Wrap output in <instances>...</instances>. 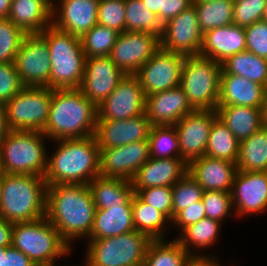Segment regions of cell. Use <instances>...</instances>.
Returning a JSON list of instances; mask_svg holds the SVG:
<instances>
[{
  "label": "cell",
  "mask_w": 267,
  "mask_h": 266,
  "mask_svg": "<svg viewBox=\"0 0 267 266\" xmlns=\"http://www.w3.org/2000/svg\"><path fill=\"white\" fill-rule=\"evenodd\" d=\"M96 207L86 184H54L47 186L45 217L70 246L75 239H88L94 223Z\"/></svg>",
  "instance_id": "6da1fadb"
},
{
  "label": "cell",
  "mask_w": 267,
  "mask_h": 266,
  "mask_svg": "<svg viewBox=\"0 0 267 266\" xmlns=\"http://www.w3.org/2000/svg\"><path fill=\"white\" fill-rule=\"evenodd\" d=\"M58 148L47 159V186L86 184L100 176V149L93 136L53 141Z\"/></svg>",
  "instance_id": "7a4b0ae2"
},
{
  "label": "cell",
  "mask_w": 267,
  "mask_h": 266,
  "mask_svg": "<svg viewBox=\"0 0 267 266\" xmlns=\"http://www.w3.org/2000/svg\"><path fill=\"white\" fill-rule=\"evenodd\" d=\"M97 107L78 89H52L49 118L42 133L50 140L95 134Z\"/></svg>",
  "instance_id": "3957f363"
},
{
  "label": "cell",
  "mask_w": 267,
  "mask_h": 266,
  "mask_svg": "<svg viewBox=\"0 0 267 266\" xmlns=\"http://www.w3.org/2000/svg\"><path fill=\"white\" fill-rule=\"evenodd\" d=\"M46 193L44 177L4 173L0 216L13 224L39 220L46 214Z\"/></svg>",
  "instance_id": "277c9868"
},
{
  "label": "cell",
  "mask_w": 267,
  "mask_h": 266,
  "mask_svg": "<svg viewBox=\"0 0 267 266\" xmlns=\"http://www.w3.org/2000/svg\"><path fill=\"white\" fill-rule=\"evenodd\" d=\"M40 35L49 47L50 88H80L86 59L80 37L61 31L53 25L46 27Z\"/></svg>",
  "instance_id": "5b68a950"
},
{
  "label": "cell",
  "mask_w": 267,
  "mask_h": 266,
  "mask_svg": "<svg viewBox=\"0 0 267 266\" xmlns=\"http://www.w3.org/2000/svg\"><path fill=\"white\" fill-rule=\"evenodd\" d=\"M45 139L42 132L11 130L0 146V170L44 177L48 159Z\"/></svg>",
  "instance_id": "8992f818"
},
{
  "label": "cell",
  "mask_w": 267,
  "mask_h": 266,
  "mask_svg": "<svg viewBox=\"0 0 267 266\" xmlns=\"http://www.w3.org/2000/svg\"><path fill=\"white\" fill-rule=\"evenodd\" d=\"M12 246L37 266L54 264L55 260L66 257L72 251L46 217L32 222L14 223Z\"/></svg>",
  "instance_id": "52a82bcc"
},
{
  "label": "cell",
  "mask_w": 267,
  "mask_h": 266,
  "mask_svg": "<svg viewBox=\"0 0 267 266\" xmlns=\"http://www.w3.org/2000/svg\"><path fill=\"white\" fill-rule=\"evenodd\" d=\"M222 65L202 55L186 56L181 70L180 87L195 110L218 107Z\"/></svg>",
  "instance_id": "ba28073f"
},
{
  "label": "cell",
  "mask_w": 267,
  "mask_h": 266,
  "mask_svg": "<svg viewBox=\"0 0 267 266\" xmlns=\"http://www.w3.org/2000/svg\"><path fill=\"white\" fill-rule=\"evenodd\" d=\"M86 266H142L151 239L137 230L103 239H87Z\"/></svg>",
  "instance_id": "9c48e42d"
},
{
  "label": "cell",
  "mask_w": 267,
  "mask_h": 266,
  "mask_svg": "<svg viewBox=\"0 0 267 266\" xmlns=\"http://www.w3.org/2000/svg\"><path fill=\"white\" fill-rule=\"evenodd\" d=\"M51 99L49 87L24 86L4 104L10 130L42 132L49 118Z\"/></svg>",
  "instance_id": "30bf717a"
},
{
  "label": "cell",
  "mask_w": 267,
  "mask_h": 266,
  "mask_svg": "<svg viewBox=\"0 0 267 266\" xmlns=\"http://www.w3.org/2000/svg\"><path fill=\"white\" fill-rule=\"evenodd\" d=\"M14 64L24 86L50 88L49 47L40 34L24 36Z\"/></svg>",
  "instance_id": "8fae6325"
},
{
  "label": "cell",
  "mask_w": 267,
  "mask_h": 266,
  "mask_svg": "<svg viewBox=\"0 0 267 266\" xmlns=\"http://www.w3.org/2000/svg\"><path fill=\"white\" fill-rule=\"evenodd\" d=\"M185 55L160 48L134 75L145 96L180 86Z\"/></svg>",
  "instance_id": "7c38bea8"
},
{
  "label": "cell",
  "mask_w": 267,
  "mask_h": 266,
  "mask_svg": "<svg viewBox=\"0 0 267 266\" xmlns=\"http://www.w3.org/2000/svg\"><path fill=\"white\" fill-rule=\"evenodd\" d=\"M161 48L185 56L199 55L203 33L194 5L183 10L162 26Z\"/></svg>",
  "instance_id": "4fadbf2b"
},
{
  "label": "cell",
  "mask_w": 267,
  "mask_h": 266,
  "mask_svg": "<svg viewBox=\"0 0 267 266\" xmlns=\"http://www.w3.org/2000/svg\"><path fill=\"white\" fill-rule=\"evenodd\" d=\"M160 48V37L153 33L125 31L109 57L126 75H134Z\"/></svg>",
  "instance_id": "5bb4252c"
},
{
  "label": "cell",
  "mask_w": 267,
  "mask_h": 266,
  "mask_svg": "<svg viewBox=\"0 0 267 266\" xmlns=\"http://www.w3.org/2000/svg\"><path fill=\"white\" fill-rule=\"evenodd\" d=\"M146 96L135 75H125L111 94L97 106V120H124L145 113Z\"/></svg>",
  "instance_id": "9a60e30c"
},
{
  "label": "cell",
  "mask_w": 267,
  "mask_h": 266,
  "mask_svg": "<svg viewBox=\"0 0 267 266\" xmlns=\"http://www.w3.org/2000/svg\"><path fill=\"white\" fill-rule=\"evenodd\" d=\"M216 118V110H194L174 125L180 157L187 164L205 155L211 126Z\"/></svg>",
  "instance_id": "2e32d148"
},
{
  "label": "cell",
  "mask_w": 267,
  "mask_h": 266,
  "mask_svg": "<svg viewBox=\"0 0 267 266\" xmlns=\"http://www.w3.org/2000/svg\"><path fill=\"white\" fill-rule=\"evenodd\" d=\"M150 158L148 140L100 149V176L132 180Z\"/></svg>",
  "instance_id": "e0dca14e"
},
{
  "label": "cell",
  "mask_w": 267,
  "mask_h": 266,
  "mask_svg": "<svg viewBox=\"0 0 267 266\" xmlns=\"http://www.w3.org/2000/svg\"><path fill=\"white\" fill-rule=\"evenodd\" d=\"M236 217L259 214L267 210V172L237 170L231 190Z\"/></svg>",
  "instance_id": "ac0fdd59"
},
{
  "label": "cell",
  "mask_w": 267,
  "mask_h": 266,
  "mask_svg": "<svg viewBox=\"0 0 267 266\" xmlns=\"http://www.w3.org/2000/svg\"><path fill=\"white\" fill-rule=\"evenodd\" d=\"M125 75L109 56L86 58L84 77L79 89L97 107Z\"/></svg>",
  "instance_id": "d6986e66"
},
{
  "label": "cell",
  "mask_w": 267,
  "mask_h": 266,
  "mask_svg": "<svg viewBox=\"0 0 267 266\" xmlns=\"http://www.w3.org/2000/svg\"><path fill=\"white\" fill-rule=\"evenodd\" d=\"M152 124L146 113L124 120H97L94 137L99 149L148 140Z\"/></svg>",
  "instance_id": "ffe728a7"
},
{
  "label": "cell",
  "mask_w": 267,
  "mask_h": 266,
  "mask_svg": "<svg viewBox=\"0 0 267 266\" xmlns=\"http://www.w3.org/2000/svg\"><path fill=\"white\" fill-rule=\"evenodd\" d=\"M57 3H52L55 28L81 38L98 24L99 0H58Z\"/></svg>",
  "instance_id": "44dd1931"
},
{
  "label": "cell",
  "mask_w": 267,
  "mask_h": 266,
  "mask_svg": "<svg viewBox=\"0 0 267 266\" xmlns=\"http://www.w3.org/2000/svg\"><path fill=\"white\" fill-rule=\"evenodd\" d=\"M194 110L180 86L146 96L145 113L152 126H173Z\"/></svg>",
  "instance_id": "7402d4cb"
},
{
  "label": "cell",
  "mask_w": 267,
  "mask_h": 266,
  "mask_svg": "<svg viewBox=\"0 0 267 266\" xmlns=\"http://www.w3.org/2000/svg\"><path fill=\"white\" fill-rule=\"evenodd\" d=\"M188 173V164L181 158L150 157L131 180L133 189L173 187Z\"/></svg>",
  "instance_id": "603a6c76"
},
{
  "label": "cell",
  "mask_w": 267,
  "mask_h": 266,
  "mask_svg": "<svg viewBox=\"0 0 267 266\" xmlns=\"http://www.w3.org/2000/svg\"><path fill=\"white\" fill-rule=\"evenodd\" d=\"M236 172L235 162L205 155L188 164V173L200 184L203 191L231 192Z\"/></svg>",
  "instance_id": "cb8c5ba5"
},
{
  "label": "cell",
  "mask_w": 267,
  "mask_h": 266,
  "mask_svg": "<svg viewBox=\"0 0 267 266\" xmlns=\"http://www.w3.org/2000/svg\"><path fill=\"white\" fill-rule=\"evenodd\" d=\"M245 50L246 38L244 27L233 23L205 32L199 55L222 63L228 57Z\"/></svg>",
  "instance_id": "d4e9b609"
},
{
  "label": "cell",
  "mask_w": 267,
  "mask_h": 266,
  "mask_svg": "<svg viewBox=\"0 0 267 266\" xmlns=\"http://www.w3.org/2000/svg\"><path fill=\"white\" fill-rule=\"evenodd\" d=\"M267 89L243 76L221 74L218 106L262 108Z\"/></svg>",
  "instance_id": "484cf974"
},
{
  "label": "cell",
  "mask_w": 267,
  "mask_h": 266,
  "mask_svg": "<svg viewBox=\"0 0 267 266\" xmlns=\"http://www.w3.org/2000/svg\"><path fill=\"white\" fill-rule=\"evenodd\" d=\"M7 18L25 34H40L52 25V3L49 0H12Z\"/></svg>",
  "instance_id": "4316f807"
},
{
  "label": "cell",
  "mask_w": 267,
  "mask_h": 266,
  "mask_svg": "<svg viewBox=\"0 0 267 266\" xmlns=\"http://www.w3.org/2000/svg\"><path fill=\"white\" fill-rule=\"evenodd\" d=\"M88 186L96 209L132 206V197L135 192L130 180L98 176Z\"/></svg>",
  "instance_id": "83f0119b"
},
{
  "label": "cell",
  "mask_w": 267,
  "mask_h": 266,
  "mask_svg": "<svg viewBox=\"0 0 267 266\" xmlns=\"http://www.w3.org/2000/svg\"><path fill=\"white\" fill-rule=\"evenodd\" d=\"M217 118L224 123L239 140L249 138L263 126L262 108L248 106H218Z\"/></svg>",
  "instance_id": "f1b7e54d"
},
{
  "label": "cell",
  "mask_w": 267,
  "mask_h": 266,
  "mask_svg": "<svg viewBox=\"0 0 267 266\" xmlns=\"http://www.w3.org/2000/svg\"><path fill=\"white\" fill-rule=\"evenodd\" d=\"M132 206L96 209L88 239H103L134 231Z\"/></svg>",
  "instance_id": "f546056e"
},
{
  "label": "cell",
  "mask_w": 267,
  "mask_h": 266,
  "mask_svg": "<svg viewBox=\"0 0 267 266\" xmlns=\"http://www.w3.org/2000/svg\"><path fill=\"white\" fill-rule=\"evenodd\" d=\"M222 224L223 223L217 220L205 217L197 223L186 227L180 232V236H177L176 239L191 256H211L204 254V252H201V254L199 253L201 249H207L212 245H215L214 243L219 240L218 237L220 235ZM192 249H194V251Z\"/></svg>",
  "instance_id": "4dcf8cb0"
},
{
  "label": "cell",
  "mask_w": 267,
  "mask_h": 266,
  "mask_svg": "<svg viewBox=\"0 0 267 266\" xmlns=\"http://www.w3.org/2000/svg\"><path fill=\"white\" fill-rule=\"evenodd\" d=\"M236 165L239 171L267 172V127L240 141Z\"/></svg>",
  "instance_id": "1f68e13d"
},
{
  "label": "cell",
  "mask_w": 267,
  "mask_h": 266,
  "mask_svg": "<svg viewBox=\"0 0 267 266\" xmlns=\"http://www.w3.org/2000/svg\"><path fill=\"white\" fill-rule=\"evenodd\" d=\"M132 212L135 230L151 240L167 238L164 234L166 228L172 225L171 221L162 212L145 203L136 193L132 197Z\"/></svg>",
  "instance_id": "d6a6232c"
},
{
  "label": "cell",
  "mask_w": 267,
  "mask_h": 266,
  "mask_svg": "<svg viewBox=\"0 0 267 266\" xmlns=\"http://www.w3.org/2000/svg\"><path fill=\"white\" fill-rule=\"evenodd\" d=\"M221 65V74L243 76L267 89V59L245 50L228 57Z\"/></svg>",
  "instance_id": "836d02e7"
},
{
  "label": "cell",
  "mask_w": 267,
  "mask_h": 266,
  "mask_svg": "<svg viewBox=\"0 0 267 266\" xmlns=\"http://www.w3.org/2000/svg\"><path fill=\"white\" fill-rule=\"evenodd\" d=\"M191 255L175 238L151 240L142 266H186Z\"/></svg>",
  "instance_id": "e575fe53"
},
{
  "label": "cell",
  "mask_w": 267,
  "mask_h": 266,
  "mask_svg": "<svg viewBox=\"0 0 267 266\" xmlns=\"http://www.w3.org/2000/svg\"><path fill=\"white\" fill-rule=\"evenodd\" d=\"M202 33L233 24L234 0L193 1Z\"/></svg>",
  "instance_id": "d590c367"
},
{
  "label": "cell",
  "mask_w": 267,
  "mask_h": 266,
  "mask_svg": "<svg viewBox=\"0 0 267 266\" xmlns=\"http://www.w3.org/2000/svg\"><path fill=\"white\" fill-rule=\"evenodd\" d=\"M239 145L240 141L216 118L211 126L205 156L236 163Z\"/></svg>",
  "instance_id": "8d00e7d4"
},
{
  "label": "cell",
  "mask_w": 267,
  "mask_h": 266,
  "mask_svg": "<svg viewBox=\"0 0 267 266\" xmlns=\"http://www.w3.org/2000/svg\"><path fill=\"white\" fill-rule=\"evenodd\" d=\"M125 8L126 31L153 33L161 38L162 24L141 0H125Z\"/></svg>",
  "instance_id": "74e56055"
},
{
  "label": "cell",
  "mask_w": 267,
  "mask_h": 266,
  "mask_svg": "<svg viewBox=\"0 0 267 266\" xmlns=\"http://www.w3.org/2000/svg\"><path fill=\"white\" fill-rule=\"evenodd\" d=\"M118 35L116 30L96 24L80 38L85 57L110 56Z\"/></svg>",
  "instance_id": "f35d334b"
},
{
  "label": "cell",
  "mask_w": 267,
  "mask_h": 266,
  "mask_svg": "<svg viewBox=\"0 0 267 266\" xmlns=\"http://www.w3.org/2000/svg\"><path fill=\"white\" fill-rule=\"evenodd\" d=\"M150 157L175 158L180 157L178 136L175 126H152L148 138Z\"/></svg>",
  "instance_id": "ab89813d"
},
{
  "label": "cell",
  "mask_w": 267,
  "mask_h": 266,
  "mask_svg": "<svg viewBox=\"0 0 267 266\" xmlns=\"http://www.w3.org/2000/svg\"><path fill=\"white\" fill-rule=\"evenodd\" d=\"M203 188L187 173L172 187V220L183 209L202 200Z\"/></svg>",
  "instance_id": "60d3db41"
},
{
  "label": "cell",
  "mask_w": 267,
  "mask_h": 266,
  "mask_svg": "<svg viewBox=\"0 0 267 266\" xmlns=\"http://www.w3.org/2000/svg\"><path fill=\"white\" fill-rule=\"evenodd\" d=\"M25 35L8 18L0 19V63H14Z\"/></svg>",
  "instance_id": "b9f144b4"
},
{
  "label": "cell",
  "mask_w": 267,
  "mask_h": 266,
  "mask_svg": "<svg viewBox=\"0 0 267 266\" xmlns=\"http://www.w3.org/2000/svg\"><path fill=\"white\" fill-rule=\"evenodd\" d=\"M125 0H99L97 21L101 26L125 32Z\"/></svg>",
  "instance_id": "7bdbcfd3"
},
{
  "label": "cell",
  "mask_w": 267,
  "mask_h": 266,
  "mask_svg": "<svg viewBox=\"0 0 267 266\" xmlns=\"http://www.w3.org/2000/svg\"><path fill=\"white\" fill-rule=\"evenodd\" d=\"M202 201L207 218L222 223L227 216L233 215L231 213L234 210L231 192L204 191Z\"/></svg>",
  "instance_id": "ee69618b"
},
{
  "label": "cell",
  "mask_w": 267,
  "mask_h": 266,
  "mask_svg": "<svg viewBox=\"0 0 267 266\" xmlns=\"http://www.w3.org/2000/svg\"><path fill=\"white\" fill-rule=\"evenodd\" d=\"M267 0H234L233 23L247 27L262 20Z\"/></svg>",
  "instance_id": "f6af8a7d"
},
{
  "label": "cell",
  "mask_w": 267,
  "mask_h": 266,
  "mask_svg": "<svg viewBox=\"0 0 267 266\" xmlns=\"http://www.w3.org/2000/svg\"><path fill=\"white\" fill-rule=\"evenodd\" d=\"M134 192L147 204L162 212L172 222V187H149L134 189Z\"/></svg>",
  "instance_id": "bcb514c9"
},
{
  "label": "cell",
  "mask_w": 267,
  "mask_h": 266,
  "mask_svg": "<svg viewBox=\"0 0 267 266\" xmlns=\"http://www.w3.org/2000/svg\"><path fill=\"white\" fill-rule=\"evenodd\" d=\"M24 85L14 63H0V102L5 104L18 94Z\"/></svg>",
  "instance_id": "7dc6e473"
},
{
  "label": "cell",
  "mask_w": 267,
  "mask_h": 266,
  "mask_svg": "<svg viewBox=\"0 0 267 266\" xmlns=\"http://www.w3.org/2000/svg\"><path fill=\"white\" fill-rule=\"evenodd\" d=\"M246 50L267 59V22L260 20L244 28Z\"/></svg>",
  "instance_id": "c3c4849f"
},
{
  "label": "cell",
  "mask_w": 267,
  "mask_h": 266,
  "mask_svg": "<svg viewBox=\"0 0 267 266\" xmlns=\"http://www.w3.org/2000/svg\"><path fill=\"white\" fill-rule=\"evenodd\" d=\"M205 217V207L203 206V201L200 200L179 212L171 223L179 227V229L181 228L180 231L182 232L186 227L197 223Z\"/></svg>",
  "instance_id": "681fc988"
},
{
  "label": "cell",
  "mask_w": 267,
  "mask_h": 266,
  "mask_svg": "<svg viewBox=\"0 0 267 266\" xmlns=\"http://www.w3.org/2000/svg\"><path fill=\"white\" fill-rule=\"evenodd\" d=\"M193 5V0H162V26Z\"/></svg>",
  "instance_id": "f907efd6"
},
{
  "label": "cell",
  "mask_w": 267,
  "mask_h": 266,
  "mask_svg": "<svg viewBox=\"0 0 267 266\" xmlns=\"http://www.w3.org/2000/svg\"><path fill=\"white\" fill-rule=\"evenodd\" d=\"M2 266H37L23 252L13 246L6 247L5 254H2Z\"/></svg>",
  "instance_id": "816d5d0a"
},
{
  "label": "cell",
  "mask_w": 267,
  "mask_h": 266,
  "mask_svg": "<svg viewBox=\"0 0 267 266\" xmlns=\"http://www.w3.org/2000/svg\"><path fill=\"white\" fill-rule=\"evenodd\" d=\"M13 223L0 216V247L12 246Z\"/></svg>",
  "instance_id": "f5cc1de1"
},
{
  "label": "cell",
  "mask_w": 267,
  "mask_h": 266,
  "mask_svg": "<svg viewBox=\"0 0 267 266\" xmlns=\"http://www.w3.org/2000/svg\"><path fill=\"white\" fill-rule=\"evenodd\" d=\"M217 256H191L187 261L186 266H221Z\"/></svg>",
  "instance_id": "db71d44e"
},
{
  "label": "cell",
  "mask_w": 267,
  "mask_h": 266,
  "mask_svg": "<svg viewBox=\"0 0 267 266\" xmlns=\"http://www.w3.org/2000/svg\"><path fill=\"white\" fill-rule=\"evenodd\" d=\"M7 124L5 105L0 102V146L10 132Z\"/></svg>",
  "instance_id": "11a10c76"
},
{
  "label": "cell",
  "mask_w": 267,
  "mask_h": 266,
  "mask_svg": "<svg viewBox=\"0 0 267 266\" xmlns=\"http://www.w3.org/2000/svg\"><path fill=\"white\" fill-rule=\"evenodd\" d=\"M142 3L153 12L162 24V0H141Z\"/></svg>",
  "instance_id": "9f6ffc18"
},
{
  "label": "cell",
  "mask_w": 267,
  "mask_h": 266,
  "mask_svg": "<svg viewBox=\"0 0 267 266\" xmlns=\"http://www.w3.org/2000/svg\"><path fill=\"white\" fill-rule=\"evenodd\" d=\"M12 0H0V19L7 18Z\"/></svg>",
  "instance_id": "6f0895ef"
},
{
  "label": "cell",
  "mask_w": 267,
  "mask_h": 266,
  "mask_svg": "<svg viewBox=\"0 0 267 266\" xmlns=\"http://www.w3.org/2000/svg\"><path fill=\"white\" fill-rule=\"evenodd\" d=\"M262 123L263 126L267 127V93L262 106Z\"/></svg>",
  "instance_id": "680465c9"
},
{
  "label": "cell",
  "mask_w": 267,
  "mask_h": 266,
  "mask_svg": "<svg viewBox=\"0 0 267 266\" xmlns=\"http://www.w3.org/2000/svg\"><path fill=\"white\" fill-rule=\"evenodd\" d=\"M3 176H4V173L0 170V201H1V193H2Z\"/></svg>",
  "instance_id": "91938a15"
},
{
  "label": "cell",
  "mask_w": 267,
  "mask_h": 266,
  "mask_svg": "<svg viewBox=\"0 0 267 266\" xmlns=\"http://www.w3.org/2000/svg\"><path fill=\"white\" fill-rule=\"evenodd\" d=\"M6 247H0V266H2V254H5Z\"/></svg>",
  "instance_id": "94428289"
},
{
  "label": "cell",
  "mask_w": 267,
  "mask_h": 266,
  "mask_svg": "<svg viewBox=\"0 0 267 266\" xmlns=\"http://www.w3.org/2000/svg\"><path fill=\"white\" fill-rule=\"evenodd\" d=\"M262 20L267 22V2H266V5H265V10H264V15H263Z\"/></svg>",
  "instance_id": "6125c7cd"
},
{
  "label": "cell",
  "mask_w": 267,
  "mask_h": 266,
  "mask_svg": "<svg viewBox=\"0 0 267 266\" xmlns=\"http://www.w3.org/2000/svg\"><path fill=\"white\" fill-rule=\"evenodd\" d=\"M55 264H56V263H54V264H50V265H48V266H56ZM57 266H59V265H57ZM65 266H66V265H65ZM69 266H70V265H69ZM77 266H78V265H77ZM83 266H86L85 263L83 264Z\"/></svg>",
  "instance_id": "be15d7a7"
}]
</instances>
